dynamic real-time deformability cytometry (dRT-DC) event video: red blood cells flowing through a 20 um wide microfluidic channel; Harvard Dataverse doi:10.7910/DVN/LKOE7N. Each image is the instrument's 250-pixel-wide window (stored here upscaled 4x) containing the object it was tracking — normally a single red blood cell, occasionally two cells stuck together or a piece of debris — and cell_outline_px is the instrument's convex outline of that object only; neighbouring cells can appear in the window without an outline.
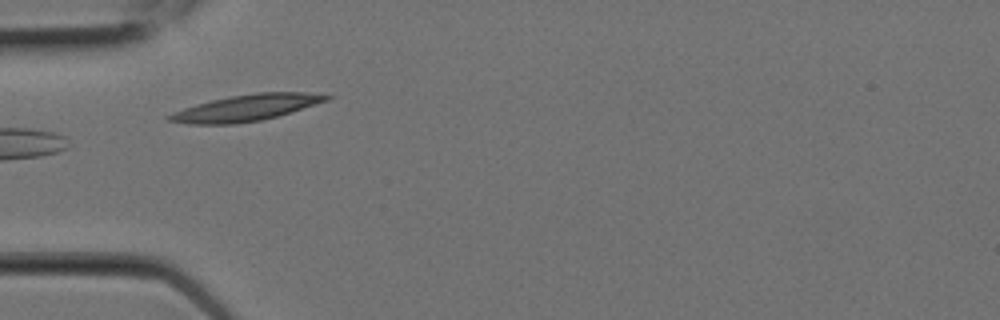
{"species": "Egyptian fruit bat (a non-hibernating species)", "species_latin": "Rousettus aegyptiacus", "temperature_condition": "room temperature", "stored_images_in_passage": 7, "camera_frame_rate_fps": 3000, "um_per_image_px": 0.085, "animal": {"sex": "female"}, "frame": {"image": 1, "passage_image": 6, "time_ms": 1.667, "image_size_px": [1000, 320], "cell_outline_px": [[332, 96], [328, 100], [276, 116], [260, 120], [236, 124], [188, 124], [168, 120], [164, 116], [172, 112], [196, 104], [212, 100], [232, 96], [256, 92], [304, 92]], "centroid_in_image_um": [20.85, 9.17], "position_along_channel_um": 64.1, "area_um2": 23.76}}
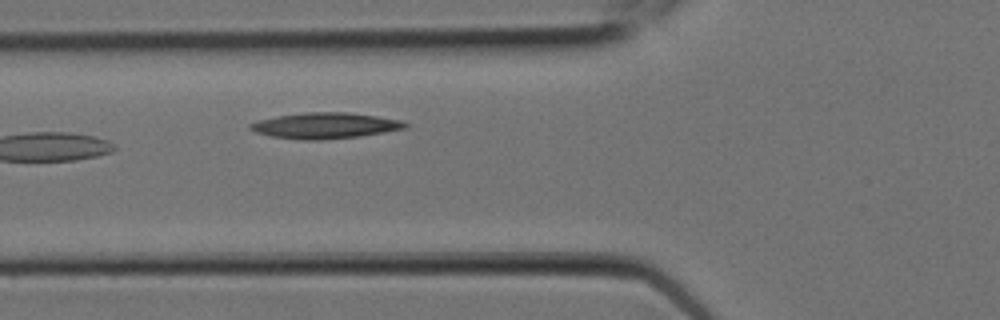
{"frame": {"image": 2, "passage_image": 7, "time_ms": 2.0, "image_size_px": [1000, 320], "cell_outline_px": [[408, 128], [360, 136], [320, 140], [304, 140], [272, 136], [256, 132], [248, 128], [248, 124], [260, 120], [280, 116], [304, 112], [348, 112], [376, 116], [400, 120], [408, 124]], "centroid_in_image_um": [27.66, 10.68], "position_along_channel_um": 98.1, "area_um2": 23.18}}